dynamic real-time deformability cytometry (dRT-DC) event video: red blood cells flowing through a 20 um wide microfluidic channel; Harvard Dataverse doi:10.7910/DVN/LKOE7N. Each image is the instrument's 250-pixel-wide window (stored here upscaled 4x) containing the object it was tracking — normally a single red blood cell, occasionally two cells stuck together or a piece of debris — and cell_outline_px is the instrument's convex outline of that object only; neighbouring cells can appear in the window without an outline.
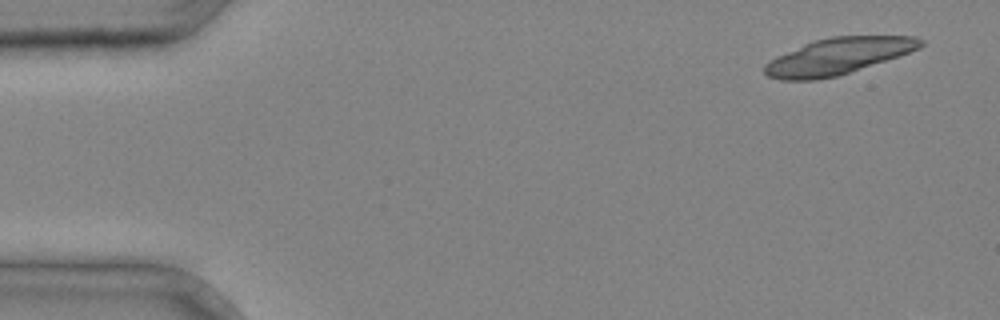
{"species": "common noctule bat (a hibernating species)", "species_latin": "Nyctalus noctula", "temperature_condition": "cold", "stored_images_in_passage": 3, "camera_frame_rate_fps": 3000, "um_per_image_px": 0.085, "animal": {"sex": "male", "body_mass_g": 20.4}, "frame": {"image": 1, "passage_image": 1, "time_ms": 0.0, "image_size_px": [1000, 320], "cell_outline_px": [[924, 44], [920, 48], [836, 76], [816, 80], [780, 80], [768, 76], [764, 72], [764, 64], [776, 56], [804, 44], [816, 40], [832, 36], [916, 36], [924, 40]], "centroid_in_image_um": [71.19, 4.77], "position_along_channel_um": 13.8, "area_um2": 32.54}}